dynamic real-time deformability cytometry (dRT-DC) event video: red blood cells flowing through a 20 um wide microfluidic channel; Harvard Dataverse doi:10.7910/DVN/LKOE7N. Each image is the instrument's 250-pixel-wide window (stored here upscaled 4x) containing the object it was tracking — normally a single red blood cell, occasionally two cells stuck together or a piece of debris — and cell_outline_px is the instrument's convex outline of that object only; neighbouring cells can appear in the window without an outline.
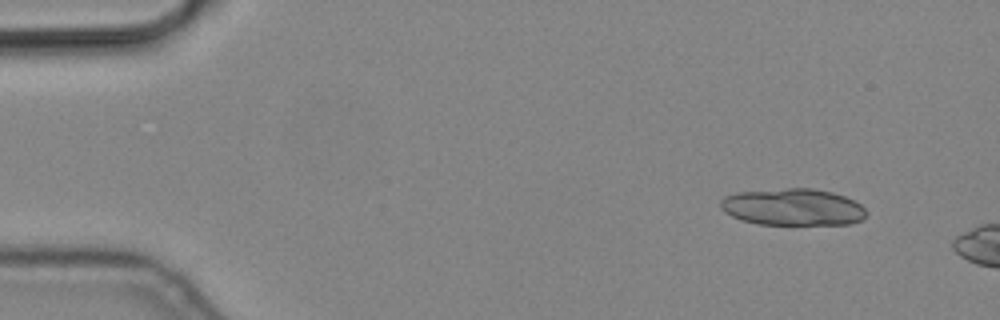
{"species": "common noctule bat (a hibernating species)", "species_latin": "Nyctalus noctula", "temperature_condition": "cold", "stored_images_in_passage": 3, "camera_frame_rate_fps": 3000, "um_per_image_px": 0.085, "animal": {"sex": "male", "body_mass_g": 19.2, "forearm_length_mm": 51.8}, "frame": {"image": 1, "passage_image": 1, "time_ms": 0.0, "image_size_px": [1000, 320], "cell_outline_px": [[868, 212], [864, 220], [852, 224], [760, 224], [740, 220], [724, 212], [720, 208], [720, 200], [724, 196], [736, 192], [788, 188], [812, 188], [832, 192], [844, 196], [860, 204]], "centroid_in_image_um": [67.39, 17.6], "position_along_channel_um": 17.6, "area_um2": 31.56}}